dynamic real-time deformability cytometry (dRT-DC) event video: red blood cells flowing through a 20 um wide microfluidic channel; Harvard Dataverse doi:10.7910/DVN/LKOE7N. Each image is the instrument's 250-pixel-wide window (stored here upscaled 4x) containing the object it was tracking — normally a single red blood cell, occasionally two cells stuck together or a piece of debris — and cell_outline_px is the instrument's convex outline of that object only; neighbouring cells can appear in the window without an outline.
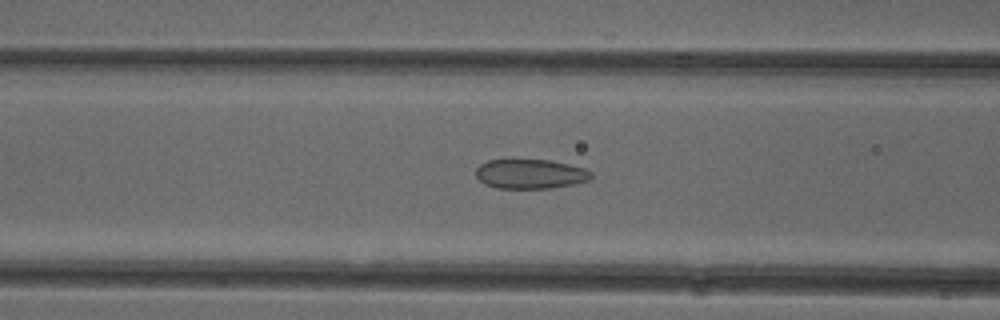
{"species": "common noctule bat (a hibernating species)", "species_latin": "Nyctalus noctula", "temperature_condition": "cold", "stored_images_in_passage": 40, "camera_frame_rate_fps": 3000, "um_per_image_px": 0.085, "animal": {"sex": "female"}, "frame": {"image": 1, "passage_image": 9, "time_ms": 2.667, "image_size_px": [1000, 320], "cell_outline_px": [[592, 176], [588, 180], [572, 184], [552, 188], [496, 188], [484, 184], [476, 176], [476, 168], [480, 164], [488, 160], [548, 160], [568, 164], [584, 168], [592, 172]], "centroid_in_image_um": [45.05, 14.79], "position_along_channel_um": 121.5, "area_um2": 19.71}}
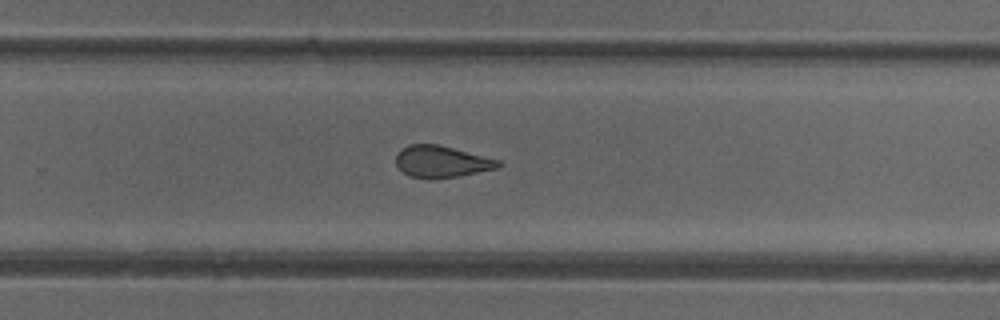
{"frame": {"image": 2, "passage_image": 22, "time_ms": 7.0, "image_size_px": [1000, 320], "cell_outline_px": [[500, 168], [460, 176], [432, 180], [428, 180], [412, 176], [404, 172], [396, 164], [396, 156], [408, 144], [436, 144], [500, 160]], "centroid_in_image_um": [37.55, 13.76], "position_along_channel_um": 292.2, "area_um2": 18.84}}
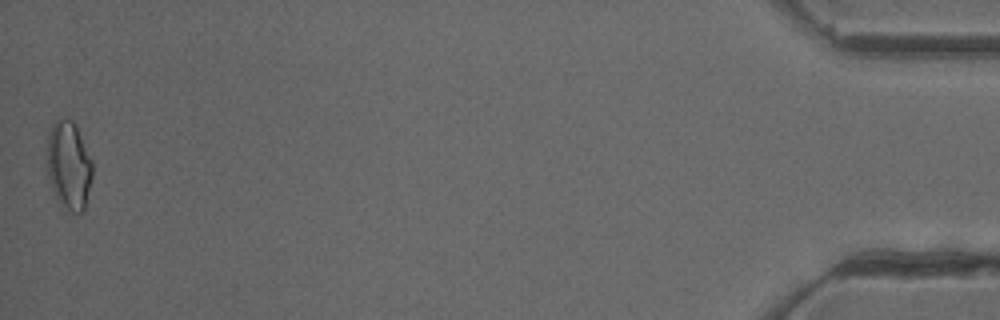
{"frame": {"image": 3, "passage_image": 40, "time_ms": 13.0, "image_size_px": [1000, 320], "cell_outline_px": [[92, 176], [84, 212], [72, 212], [60, 204], [52, 188], [48, 176], [48, 136], [52, 124], [60, 116], [72, 120], [76, 124], [92, 160]], "centroid_in_image_um": [5.87, 14.03], "position_along_channel_um": 429.3, "area_um2": 23.35}, "authors_computed_cell_mechanics": {"area_um2": 19.9121, "velocity_mm_per_s": 3.9548, "shape_relaxation_time_tau1_ms": 7.113, "shape_relaxation_time_tau2_ms": 1.6892, "deformation_change_tau1": 0.1235, "deformation_change_tau2": 0.0818}}